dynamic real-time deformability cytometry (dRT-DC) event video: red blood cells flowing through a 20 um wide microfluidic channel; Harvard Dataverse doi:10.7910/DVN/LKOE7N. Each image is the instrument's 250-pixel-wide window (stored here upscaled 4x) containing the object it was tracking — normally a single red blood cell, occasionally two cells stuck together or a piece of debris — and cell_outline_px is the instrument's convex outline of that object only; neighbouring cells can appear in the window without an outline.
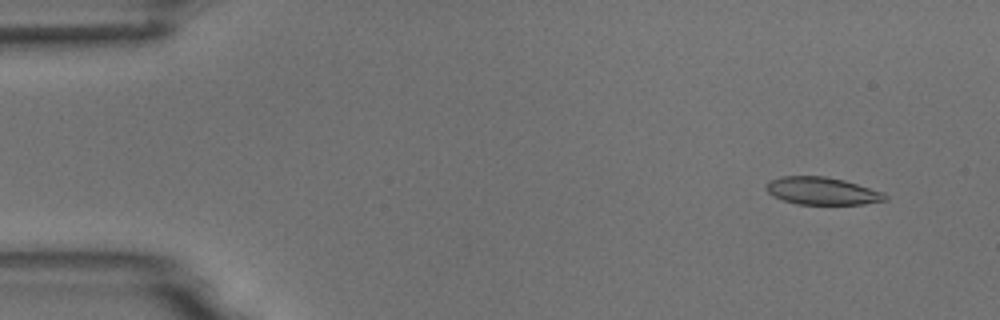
{"species": "common noctule bat (a hibernating species)", "species_latin": "Nyctalus noctula", "temperature_condition": "room temperature", "stored_images_in_passage": 6, "segment_of_instrument_passage": [1, 2], "camera_frame_rate_fps": 3000, "um_per_image_px": 0.085, "animal": {"sex": "male", "body_mass_g": 18.8}, "frame": {"image": 1, "passage_image": 2, "time_ms": 1.0, "image_size_px": [1000, 320], "cell_outline_px": [[888, 200], [864, 204], [796, 204], [772, 196], [764, 188], [764, 184], [768, 180], [780, 176], [824, 176], [844, 180], [884, 192], [888, 196]], "centroid_in_image_um": [69.85, 16.22], "position_along_channel_um": 15.2, "area_um2": 19.31}}